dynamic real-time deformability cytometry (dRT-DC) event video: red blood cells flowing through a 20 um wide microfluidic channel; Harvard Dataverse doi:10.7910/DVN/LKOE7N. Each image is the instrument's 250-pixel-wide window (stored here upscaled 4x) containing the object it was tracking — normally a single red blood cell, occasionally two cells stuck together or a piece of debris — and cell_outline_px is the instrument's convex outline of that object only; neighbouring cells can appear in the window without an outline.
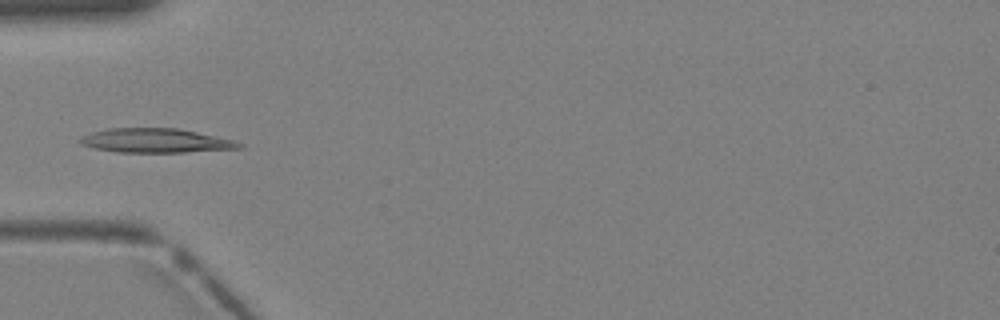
{"species": "Egyptian fruit bat (a non-hibernating species)", "species_latin": "Rousettus aegyptiacus", "temperature_condition": "warm", "stored_images_in_passage": 4, "camera_frame_rate_fps": 3000, "um_per_image_px": 0.085, "animal": {"sex": "female"}, "frame": {"image": 1, "passage_image": 4, "time_ms": 1.0, "image_size_px": [1000, 320], "cell_outline_px": [[244, 148], [184, 152], [116, 152], [92, 148], [80, 144], [80, 136], [92, 132], [108, 128], [176, 128], [236, 140], [244, 144]], "centroid_in_image_um": [13.24, 11.95], "position_along_channel_um": 71.8, "area_um2": 22.54}}